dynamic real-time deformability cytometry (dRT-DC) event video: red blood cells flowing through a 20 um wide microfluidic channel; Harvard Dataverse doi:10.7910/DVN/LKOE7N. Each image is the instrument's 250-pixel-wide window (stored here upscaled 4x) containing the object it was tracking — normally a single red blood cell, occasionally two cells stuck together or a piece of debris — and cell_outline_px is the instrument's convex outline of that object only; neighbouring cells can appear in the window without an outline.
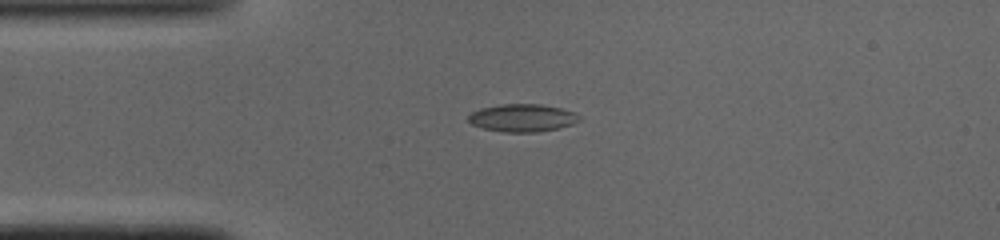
{"species": "common noctule bat (a hibernating species)", "species_latin": "Nyctalus noctula", "temperature_condition": "cold", "stored_images_in_passage": 38, "camera_frame_rate_fps": 3000, "um_per_image_px": 0.085, "animal": {"sex": "male", "body_mass_g": 19.0, "forearm_length_mm": 50.8}, "frame": {"image": 1, "passage_image": 1, "time_ms": 0.0, "image_size_px": [1000, 240], "cell_outline_px": [[580, 120], [572, 124], [556, 128], [536, 132], [504, 132], [484, 128], [472, 124], [468, 120], [468, 116], [472, 112], [480, 108], [500, 104], [540, 104], [560, 108], [572, 112]], "centroid_in_image_um": [44.35, 10.01], "position_along_channel_um": 40.7, "area_um2": 17.57}}
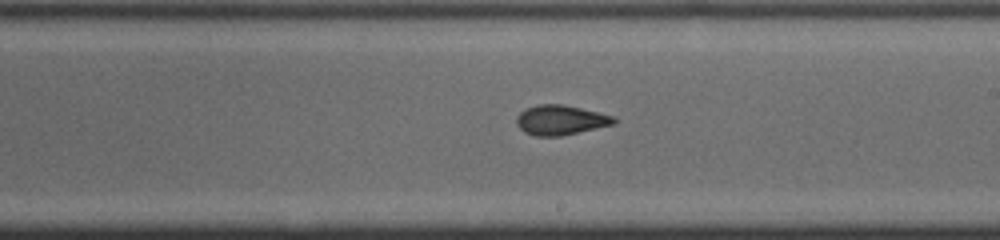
{"frame": {"image": 2, "passage_image": 17, "time_ms": 5.333, "image_size_px": [1000, 240], "cell_outline_px": [[616, 120], [612, 124], [560, 136], [536, 136], [524, 132], [516, 124], [516, 116], [520, 112], [528, 108], [540, 104], [564, 104], [612, 116]], "centroid_in_image_um": [47.58, 10.2], "position_along_channel_um": 241.4, "area_um2": 16.53}}
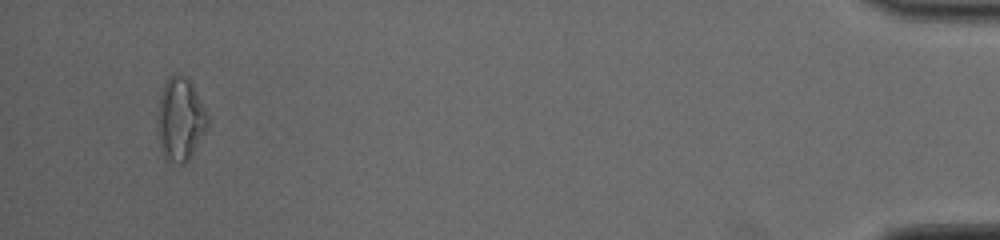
{"frame": {"image": 3, "passage_image": 36, "time_ms": 11.667, "image_size_px": [1000, 240], "cell_outline_px": [[208, 128], [192, 156], [184, 164], [180, 164], [168, 160], [164, 156], [160, 148], [156, 120], [160, 92], [168, 76], [184, 76], [192, 84], [208, 112]], "centroid_in_image_um": [15.33, 10.17], "position_along_channel_um": 419.9, "area_um2": 24.62}, "authors_computed_cell_mechanics": {"area_um2": 17.1666, "velocity_mm_per_s": 4.1117, "shape_relaxation_time_tau1_ms": 4.3632, "shape_relaxation_time_tau2_ms": 1.3127, "deformation_change_tau1": 0.1511, "deformation_change_tau2": 0.06}}